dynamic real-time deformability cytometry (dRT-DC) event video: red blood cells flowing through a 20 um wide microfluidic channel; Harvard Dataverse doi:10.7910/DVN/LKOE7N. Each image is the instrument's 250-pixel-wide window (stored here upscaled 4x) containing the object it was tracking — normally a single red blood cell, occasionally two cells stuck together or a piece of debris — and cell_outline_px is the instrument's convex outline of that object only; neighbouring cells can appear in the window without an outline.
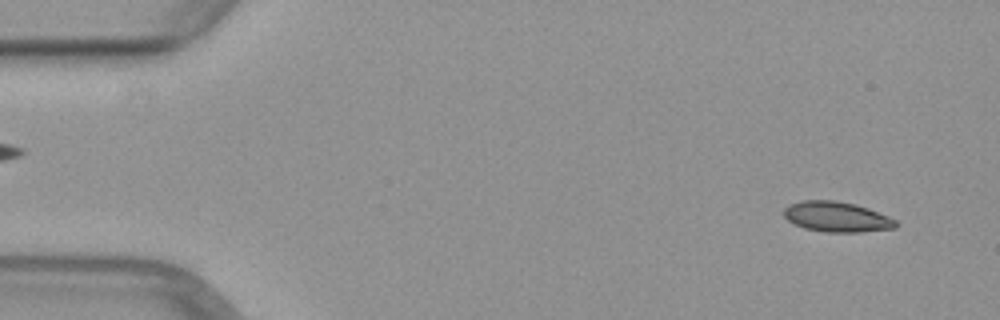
{"species": "common noctule bat (a hibernating species)", "species_latin": "Nyctalus noctula", "temperature_condition": "warm", "stored_images_in_passage": 50, "camera_frame_rate_fps": 3000, "um_per_image_px": 0.085, "animal": {"sex": "female", "body_mass_g": 29.2, "forearm_length_mm": 56.3}, "frame": {"image": 1, "passage_image": 3, "time_ms": 0.667, "image_size_px": [1000, 320], "cell_outline_px": [[896, 228], [860, 232], [824, 232], [804, 228], [788, 220], [784, 216], [784, 208], [788, 204], [804, 200], [836, 200], [856, 204], [868, 208], [888, 216], [896, 220]], "centroid_in_image_um": [71.11, 18.42], "position_along_channel_um": 13.9, "area_um2": 19.77}}
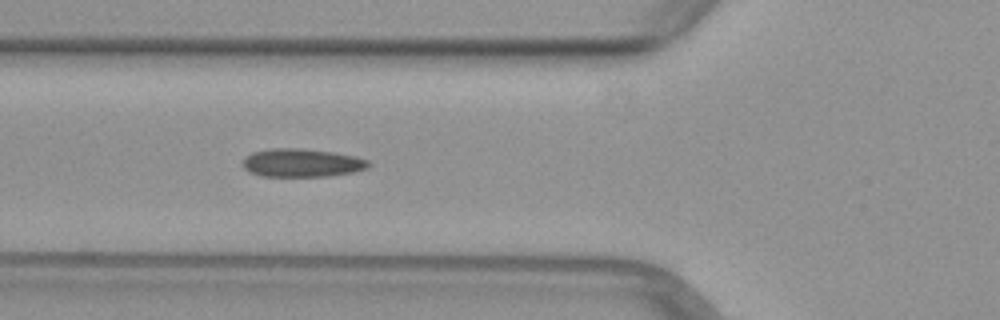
{"frame": {"image": 2, "passage_image": 18, "time_ms": 5.667, "image_size_px": [1000, 320], "cell_outline_px": [[372, 164], [368, 168], [352, 172], [328, 176], [260, 176], [248, 172], [244, 168], [244, 160], [252, 152], [272, 148], [296, 148], [332, 152], [356, 156], [368, 160]], "centroid_in_image_um": [25.68, 13.84], "position_along_channel_um": 100.1, "area_um2": 20.63}}
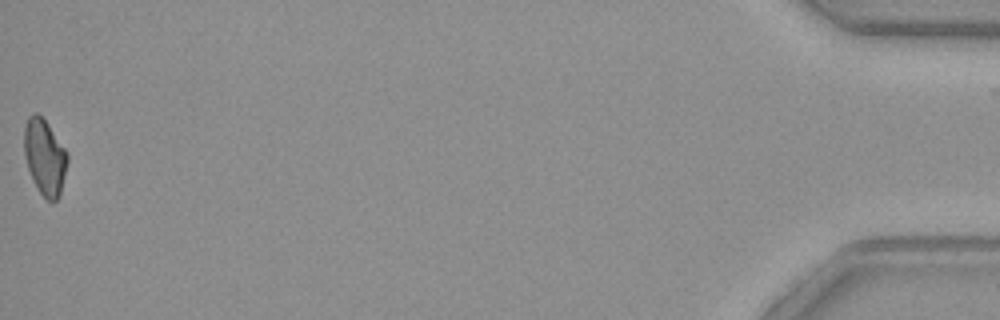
{"frame": {"image": 3, "passage_image": 50, "time_ms": 16.333, "image_size_px": [1000, 320], "cell_outline_px": [[68, 160], [60, 196], [52, 204], [40, 192], [32, 180], [24, 156], [24, 128], [28, 116], [32, 112], [36, 112], [48, 124], [68, 152]], "centroid_in_image_um": [3.8, 13.35], "position_along_channel_um": 431.4, "area_um2": 19.25}}